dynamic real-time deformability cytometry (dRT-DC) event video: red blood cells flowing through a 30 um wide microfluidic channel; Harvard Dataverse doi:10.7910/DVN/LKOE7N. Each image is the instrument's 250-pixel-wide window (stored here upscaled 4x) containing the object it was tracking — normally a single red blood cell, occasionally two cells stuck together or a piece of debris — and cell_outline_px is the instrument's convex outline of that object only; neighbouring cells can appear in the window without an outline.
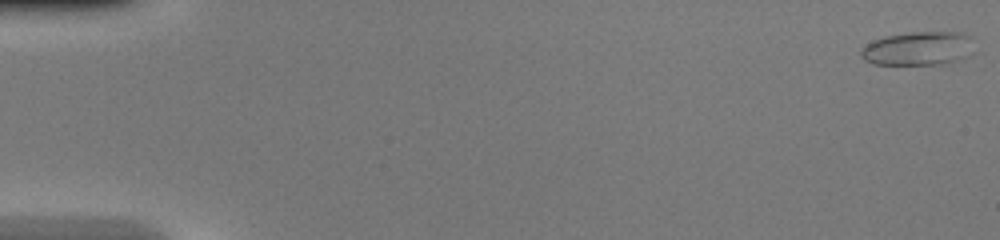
{"species": "common noctule bat (a hibernating species)", "species_latin": "Nyctalus noctula", "temperature_condition": "warm", "stored_images_in_passage": 49, "camera_frame_rate_fps": 3000, "um_per_image_px": 0.085, "animal": {"sex": "female", "body_mass_g": 20.0, "forearm_length_mm": 54.0}, "frame": {"image": 1, "passage_image": 1, "time_ms": 0.0, "image_size_px": [1000, 240], "cell_outline_px": [[976, 52], [964, 60], [944, 64], [872, 64], [864, 60], [860, 56], [860, 48], [884, 36], [908, 32], [964, 32], [972, 36]], "centroid_in_image_um": [78.16, 4.12], "position_along_channel_um": 6.8, "area_um2": 23.0}}
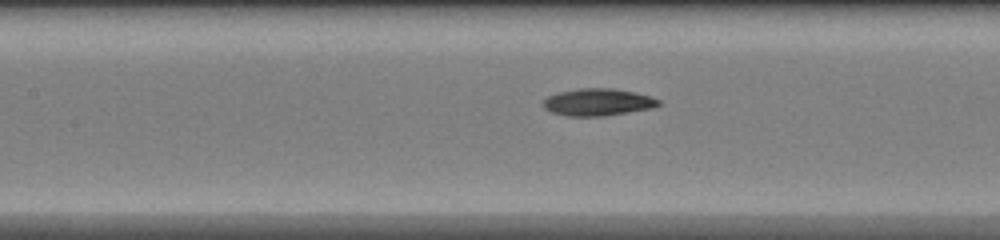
{"frame": {"image": 2, "passage_image": 23, "time_ms": 7.333, "image_size_px": [1000, 240], "cell_outline_px": [[664, 104], [652, 108], [604, 116], [564, 116], [552, 112], [544, 108], [540, 104], [548, 96], [556, 92], [580, 88], [616, 88], [648, 96], [660, 100]], "centroid_in_image_um": [50.79, 8.68], "position_along_channel_um": 156.6, "area_um2": 18.44}}
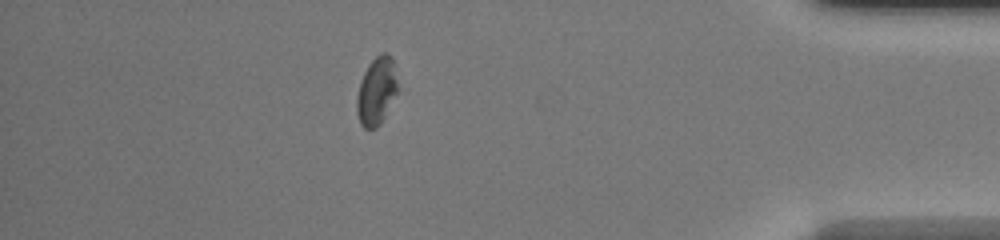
{"frame": {"image": 3, "passage_image": 43, "time_ms": 14.0, "image_size_px": [1000, 240], "cell_outline_px": [[396, 92], [380, 124], [376, 128], [364, 128], [360, 124], [356, 112], [356, 96], [360, 80], [368, 64], [380, 52], [388, 52], [392, 56], [396, 80]], "centroid_in_image_um": [31.96, 7.71], "position_along_channel_um": 403.2, "area_um2": 16.01}, "authors_computed_cell_mechanics": {"area_um2": 18.3226, "velocity_mm_per_s": 4.2913, "shape_relaxation_time_tau1_ms": 6.7282, "shape_relaxation_time_tau2_ms": null, "deformation_change_tau1": 0.1848, "deformation_change_tau2": null}}